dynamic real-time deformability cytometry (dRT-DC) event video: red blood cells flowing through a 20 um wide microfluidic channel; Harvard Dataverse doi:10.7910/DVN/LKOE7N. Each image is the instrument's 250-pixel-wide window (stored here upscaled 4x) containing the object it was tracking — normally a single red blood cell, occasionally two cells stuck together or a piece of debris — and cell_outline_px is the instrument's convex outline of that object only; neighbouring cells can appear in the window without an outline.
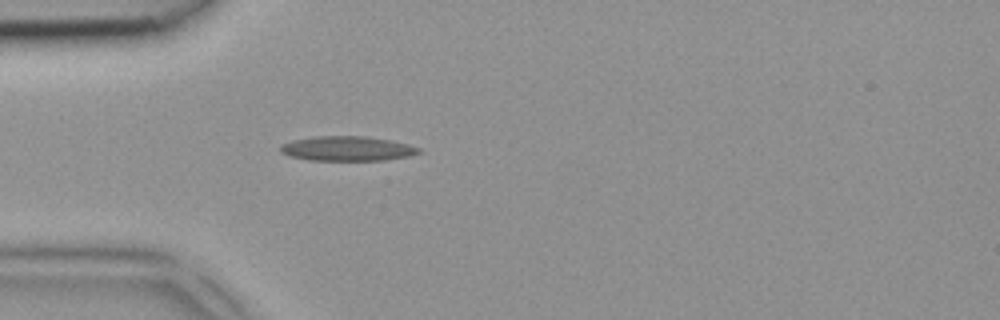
{"species": "common noctule bat (a hibernating species)", "species_latin": "Nyctalus noctula", "temperature_condition": "room temperature", "stored_images_in_passage": 2, "camera_frame_rate_fps": 3000, "um_per_image_px": 0.085, "animal": {"sex": "female", "body_mass_g": 18.4}, "frame": {"image": 1, "passage_image": 2, "time_ms": 0.333, "image_size_px": [1000, 320], "cell_outline_px": [[420, 152], [408, 156], [384, 160], [308, 160], [292, 156], [280, 152], [280, 144], [292, 140], [316, 136], [364, 136], [388, 140], [408, 144], [420, 148]], "centroid_in_image_um": [29.48, 12.62], "position_along_channel_um": 55.5, "area_um2": 19.71}}